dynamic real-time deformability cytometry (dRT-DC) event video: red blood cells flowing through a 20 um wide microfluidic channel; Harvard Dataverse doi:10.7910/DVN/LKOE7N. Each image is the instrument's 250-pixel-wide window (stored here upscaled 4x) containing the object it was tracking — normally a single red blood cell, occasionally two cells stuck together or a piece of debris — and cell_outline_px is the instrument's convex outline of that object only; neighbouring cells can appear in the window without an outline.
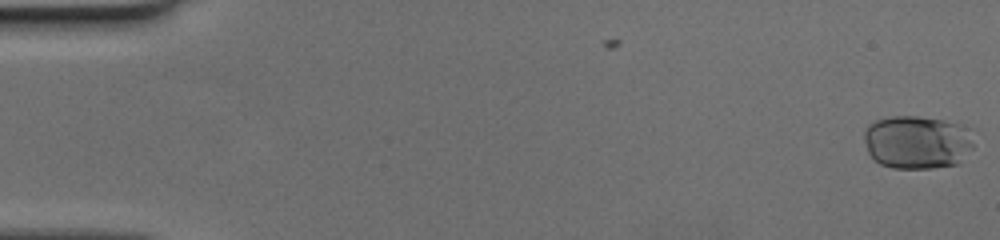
{"species": "human", "species_latin": "Homo sapiens", "temperature_condition": "cold", "stored_images_in_passage": 33, "camera_frame_rate_fps": 3000, "um_per_image_px": 0.085, "donor": {"sex": "female"}, "frame": {"image": 1, "passage_image": 1, "time_ms": 0.0, "image_size_px": [1000, 240], "cell_outline_px": [[972, 148], [956, 164], [932, 168], [892, 168], [880, 164], [868, 152], [864, 140], [864, 132], [868, 124], [876, 120], [892, 116], [916, 116], [940, 120], [956, 124], [972, 144]], "centroid_in_image_um": [77.82, 12.1], "position_along_channel_um": 7.2, "area_um2": 33.12}}
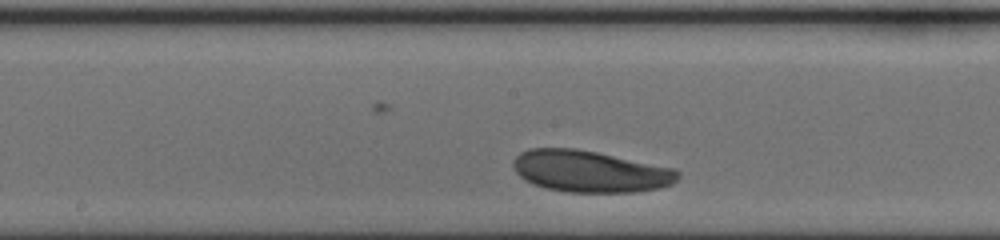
{"frame": {"image": 2, "passage_image": 20, "time_ms": 6.333, "image_size_px": [1000, 240], "cell_outline_px": [[680, 176], [672, 184], [660, 188], [632, 192], [568, 192], [544, 188], [532, 184], [524, 180], [512, 168], [512, 164], [516, 156], [520, 152], [528, 148], [576, 148], [676, 168], [680, 172]], "centroid_in_image_um": [50.14, 14.56], "position_along_channel_um": 198.1, "area_um2": 40.29}}
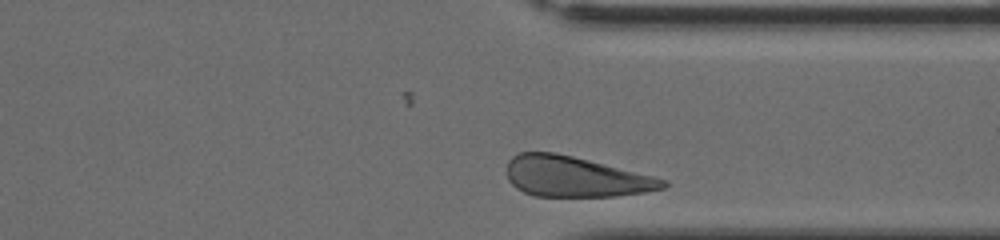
{"frame": {"image": 3, "passage_image": 33, "time_ms": 10.667, "image_size_px": [1000, 240], "cell_outline_px": [[668, 188], [644, 192], [612, 196], [536, 196], [524, 192], [516, 188], [508, 180], [508, 160], [512, 156], [520, 152], [552, 152], [572, 156], [668, 180]], "centroid_in_image_um": [48.89, 15.02], "position_along_channel_um": 362.5, "area_um2": 36.47}}